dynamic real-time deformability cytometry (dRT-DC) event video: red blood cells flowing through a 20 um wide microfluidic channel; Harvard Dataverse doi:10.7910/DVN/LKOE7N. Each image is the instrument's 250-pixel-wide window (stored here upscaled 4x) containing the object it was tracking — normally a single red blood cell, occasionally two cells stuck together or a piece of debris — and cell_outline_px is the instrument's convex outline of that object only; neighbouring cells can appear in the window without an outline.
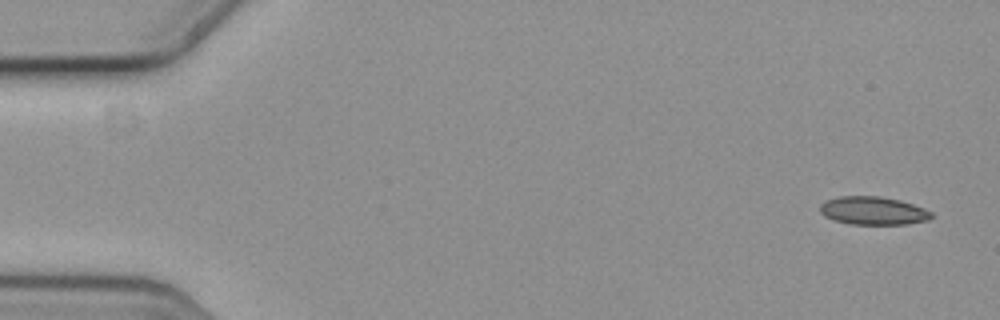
{"species": "common noctule bat (a hibernating species)", "species_latin": "Nyctalus noctula", "temperature_condition": "cold", "stored_images_in_passage": 16, "camera_frame_rate_fps": 3000, "um_per_image_px": 0.085, "animal": {"sex": "female", "body_mass_g": 19.3, "forearm_length_mm": 54.1}, "frame": {"image": 1, "passage_image": 1, "time_ms": 0.0, "image_size_px": [1000, 320], "cell_outline_px": [[932, 216], [928, 220], [908, 224], [848, 224], [832, 220], [824, 216], [820, 212], [820, 204], [828, 200], [840, 196], [880, 196], [900, 200], [924, 208], [932, 212]], "centroid_in_image_um": [74.2, 17.91], "position_along_channel_um": 10.8, "area_um2": 18.32}}
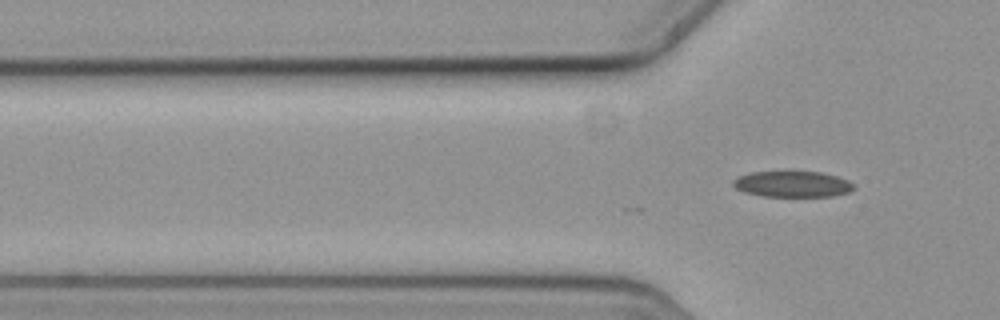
{"frame": {"image": 2, "passage_image": 16, "time_ms": 5.0, "image_size_px": [1000, 320], "cell_outline_px": [[856, 188], [848, 192], [832, 196], [764, 196], [744, 192], [736, 188], [732, 184], [732, 180], [740, 176], [752, 172], [820, 172], [836, 176], [848, 180]], "centroid_in_image_um": [67.36, 15.65], "position_along_channel_um": 58.4, "area_um2": 18.03}}